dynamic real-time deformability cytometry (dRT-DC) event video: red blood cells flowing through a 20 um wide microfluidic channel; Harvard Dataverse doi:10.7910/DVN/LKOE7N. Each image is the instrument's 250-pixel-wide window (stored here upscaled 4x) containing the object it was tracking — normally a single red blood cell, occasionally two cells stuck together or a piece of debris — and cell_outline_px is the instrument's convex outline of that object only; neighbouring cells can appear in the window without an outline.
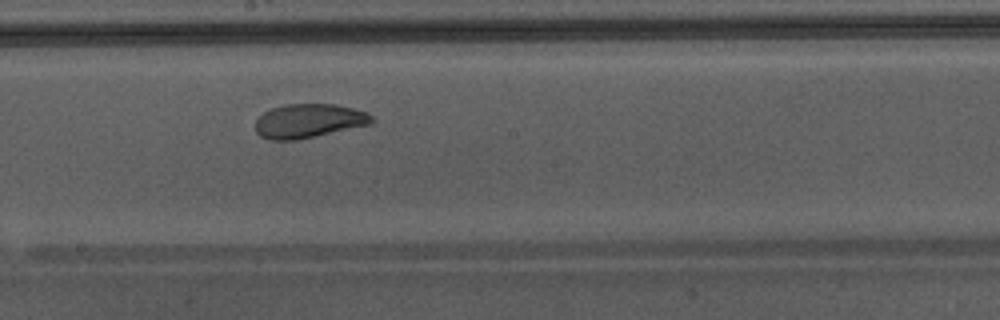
{"species": "Egyptian fruit bat (a non-hibernating species)", "species_latin": "Rousettus aegyptiacus", "temperature_condition": "warm", "stored_images_in_passage": 36, "camera_frame_rate_fps": 3000, "um_per_image_px": 0.085, "animal": {"sex": "male"}, "frame": {"image": 1, "passage_image": 16, "time_ms": 5.0, "image_size_px": [1000, 320], "cell_outline_px": [[376, 120], [372, 124], [296, 140], [268, 140], [260, 136], [256, 132], [256, 120], [264, 112], [272, 108], [284, 104], [336, 104], [368, 112]], "centroid_in_image_um": [26.26, 10.27], "position_along_channel_um": 221.9, "area_um2": 23.18}, "authors_computed_cell_mechanics": {"area_um2": 25.432, "velocity_mm_per_s": 4.3658, "shape_relaxation_time_tau1_ms": 2.9841, "shape_relaxation_time_tau2_ms": 1.1621, "deformation_change_tau1": 0.1022, "deformation_change_tau2": 0.0505}}